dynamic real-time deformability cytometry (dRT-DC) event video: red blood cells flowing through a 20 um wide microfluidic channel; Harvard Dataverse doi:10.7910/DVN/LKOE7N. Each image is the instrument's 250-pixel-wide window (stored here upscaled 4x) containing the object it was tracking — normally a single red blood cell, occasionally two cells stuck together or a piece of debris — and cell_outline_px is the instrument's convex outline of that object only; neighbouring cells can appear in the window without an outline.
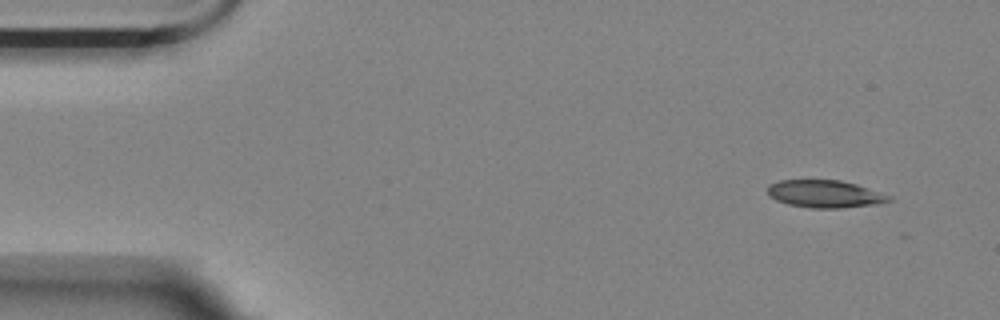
{"species": "Egyptian fruit bat (a non-hibernating species)", "species_latin": "Rousettus aegyptiacus", "temperature_condition": "room temperature", "stored_images_in_passage": 12, "camera_frame_rate_fps": 3000, "um_per_image_px": 0.085, "animal": {"sex": "female"}, "frame": {"image": 1, "passage_image": 2, "time_ms": 0.333, "image_size_px": [1000, 320], "cell_outline_px": [[872, 200], [856, 204], [800, 204], [788, 200], [800, 180], [824, 180], [848, 184], [856, 188]], "centroid_in_image_um": [70.26, 16.43], "position_along_channel_um": 14.7, "area_um2": 10.98}}